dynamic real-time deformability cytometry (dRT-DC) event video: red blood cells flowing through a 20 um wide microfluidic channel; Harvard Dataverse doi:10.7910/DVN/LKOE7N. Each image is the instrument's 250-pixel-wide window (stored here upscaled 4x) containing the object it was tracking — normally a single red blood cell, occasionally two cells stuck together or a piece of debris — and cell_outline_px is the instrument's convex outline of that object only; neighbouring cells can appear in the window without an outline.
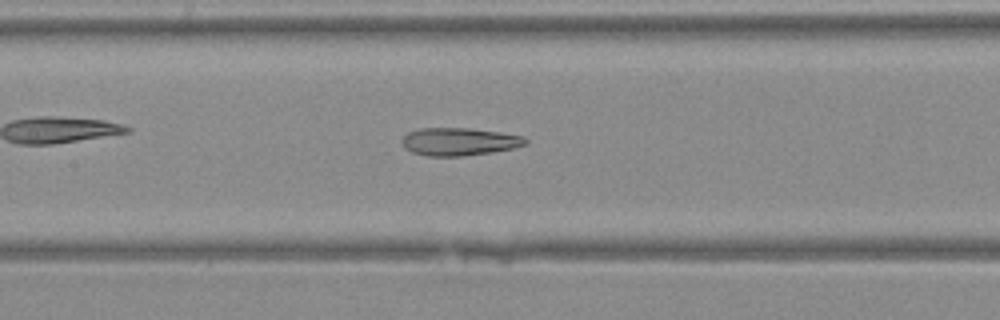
{"species": "Egyptian fruit bat (a non-hibernating species)", "species_latin": "Rousettus aegyptiacus", "temperature_condition": "warm", "stored_images_in_passage": 26, "camera_frame_rate_fps": 3000, "um_per_image_px": 0.085, "animal": {"sex": "female"}, "frame": {"image": 1, "passage_image": 12, "time_ms": 3.667, "image_size_px": [1000, 320], "cell_outline_px": [[528, 140], [524, 144], [512, 148], [492, 152], [460, 156], [428, 156], [412, 152], [404, 148], [400, 140], [408, 132], [420, 128], [468, 128], [500, 132], [520, 136]], "centroid_in_image_um": [38.96, 12.04], "position_along_channel_um": 168.4, "area_um2": 19.83}}
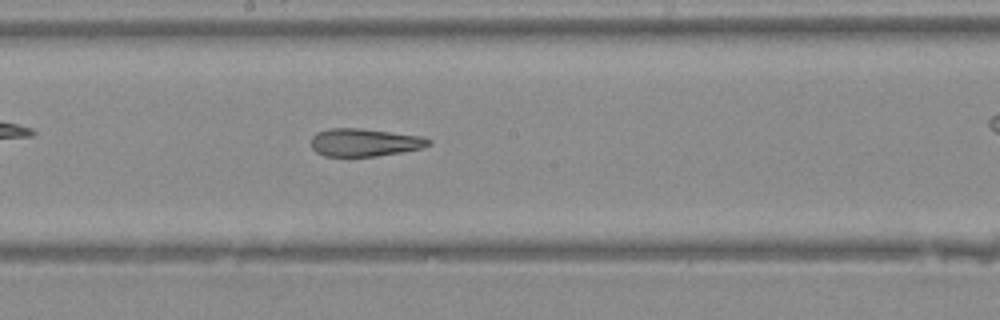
{"frame": {"image": 2, "passage_image": 15, "time_ms": 4.667, "image_size_px": [1000, 320], "cell_outline_px": [[432, 144], [424, 148], [376, 156], [324, 156], [316, 152], [312, 148], [312, 136], [316, 132], [328, 128], [360, 128], [424, 136], [432, 140]], "centroid_in_image_um": [31.02, 12.1], "position_along_channel_um": 217.2, "area_um2": 19.25}}